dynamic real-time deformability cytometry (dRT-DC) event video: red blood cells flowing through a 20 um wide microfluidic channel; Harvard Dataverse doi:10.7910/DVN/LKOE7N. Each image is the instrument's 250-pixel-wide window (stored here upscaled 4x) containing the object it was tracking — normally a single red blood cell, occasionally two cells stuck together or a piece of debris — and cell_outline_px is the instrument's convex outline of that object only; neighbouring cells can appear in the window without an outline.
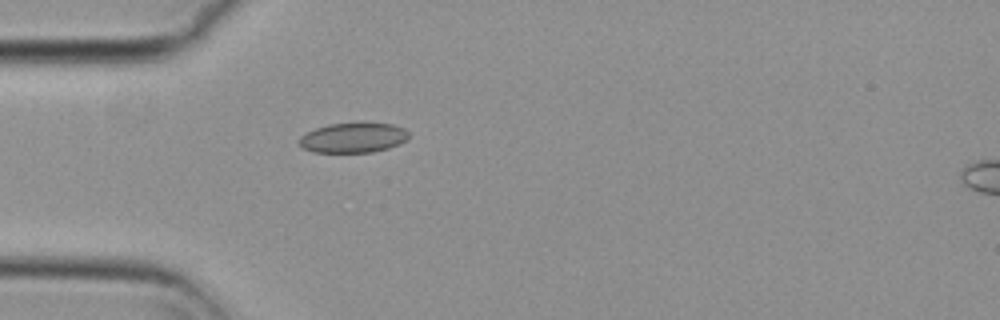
{"species": "common noctule bat (a hibernating species)", "species_latin": "Nyctalus noctula", "temperature_condition": "cold", "stored_images_in_passage": 40, "camera_frame_rate_fps": 3000, "um_per_image_px": 0.085, "animal": {"sex": "female", "body_mass_g": 29.2, "forearm_length_mm": 56.3}, "frame": {"image": 1, "passage_image": 1, "time_ms": 0.0, "image_size_px": [1000, 320], "cell_outline_px": [[408, 140], [388, 148], [372, 152], [312, 152], [304, 148], [300, 144], [300, 136], [316, 128], [328, 124], [364, 120], [392, 124], [404, 128], [408, 132]], "centroid_in_image_um": [30.07, 11.66], "position_along_channel_um": 54.9, "area_um2": 19.65}}
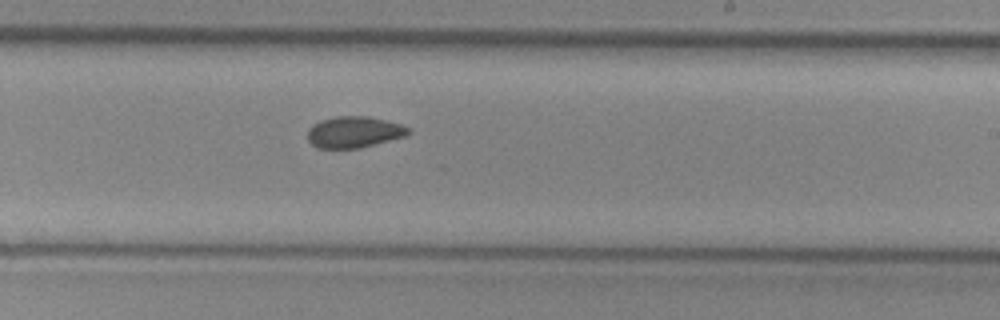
{"frame": {"image": 2, "passage_image": 18, "time_ms": 5.667, "image_size_px": [1000, 320], "cell_outline_px": [[412, 132], [404, 136], [360, 148], [316, 148], [308, 140], [308, 128], [312, 124], [320, 120], [336, 116], [368, 116], [400, 124], [408, 128]], "centroid_in_image_um": [30.05, 11.22], "position_along_channel_um": 259.0, "area_um2": 18.32}}
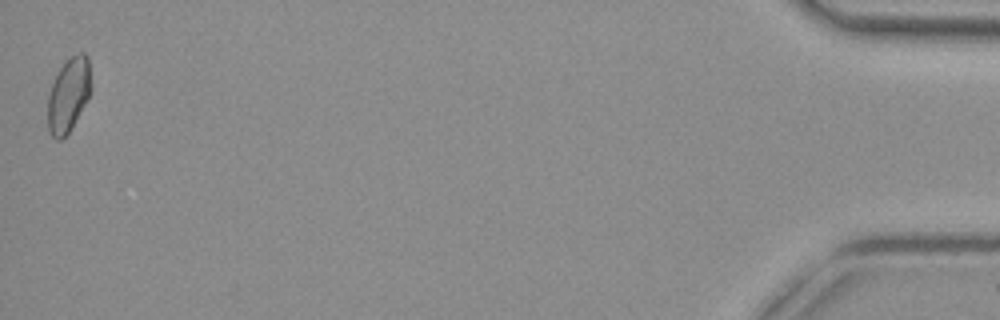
{"frame": {"image": 3, "passage_image": 40, "time_ms": 13.0, "image_size_px": [1000, 320], "cell_outline_px": [[92, 88], [72, 128], [60, 140], [56, 140], [52, 136], [48, 128], [48, 92], [60, 68], [72, 56], [80, 52], [84, 52], [88, 56]], "centroid_in_image_um": [5.83, 8.06], "position_along_channel_um": 429.4, "area_um2": 18.5}, "authors_computed_cell_mechanics": {"area_um2": 18.5249, "velocity_mm_per_s": 3.7023, "shape_relaxation_time_tau1_ms": null, "shape_relaxation_time_tau2_ms": 4.316, "deformation_change_tau1": null, "deformation_change_tau2": 0.0769}}